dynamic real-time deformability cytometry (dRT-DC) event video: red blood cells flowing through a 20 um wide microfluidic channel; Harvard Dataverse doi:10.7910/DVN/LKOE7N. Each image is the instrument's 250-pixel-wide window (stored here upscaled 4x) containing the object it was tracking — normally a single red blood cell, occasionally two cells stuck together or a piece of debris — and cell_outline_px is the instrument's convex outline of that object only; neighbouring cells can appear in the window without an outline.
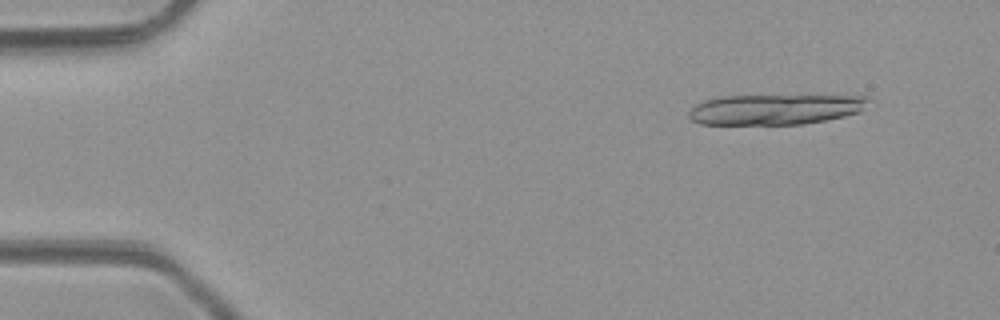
{"species": "common noctule bat (a hibernating species)", "species_latin": "Nyctalus noctula", "temperature_condition": "room temperature", "stored_images_in_passage": 6, "camera_frame_rate_fps": 3000, "um_per_image_px": 0.085, "animal": {"sex": "male", "body_mass_g": 23.1, "forearm_length_mm": 52.7}, "frame": {"image": 1, "passage_image": 2, "time_ms": 1.0, "image_size_px": [1000, 320], "cell_outline_px": [[872, 100], [860, 112], [844, 116], [804, 124], [700, 124], [692, 120], [688, 116], [688, 112], [696, 104], [704, 100], [720, 96], [868, 96]], "centroid_in_image_um": [65.89, 9.29], "position_along_channel_um": 19.1, "area_um2": 31.73}}
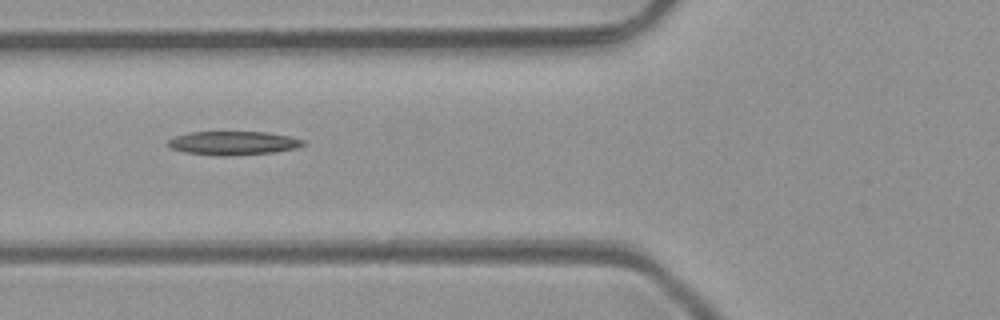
{"frame": {"image": 2, "passage_image": 6, "time_ms": 5.667, "image_size_px": [1000, 320], "cell_outline_px": [[308, 144], [296, 148], [276, 152], [224, 156], [184, 152], [172, 148], [168, 144], [168, 140], [176, 136], [188, 132], [268, 132], [288, 136], [304, 140]], "centroid_in_image_um": [19.87, 12.16], "position_along_channel_um": 105.9, "area_um2": 18.61}}